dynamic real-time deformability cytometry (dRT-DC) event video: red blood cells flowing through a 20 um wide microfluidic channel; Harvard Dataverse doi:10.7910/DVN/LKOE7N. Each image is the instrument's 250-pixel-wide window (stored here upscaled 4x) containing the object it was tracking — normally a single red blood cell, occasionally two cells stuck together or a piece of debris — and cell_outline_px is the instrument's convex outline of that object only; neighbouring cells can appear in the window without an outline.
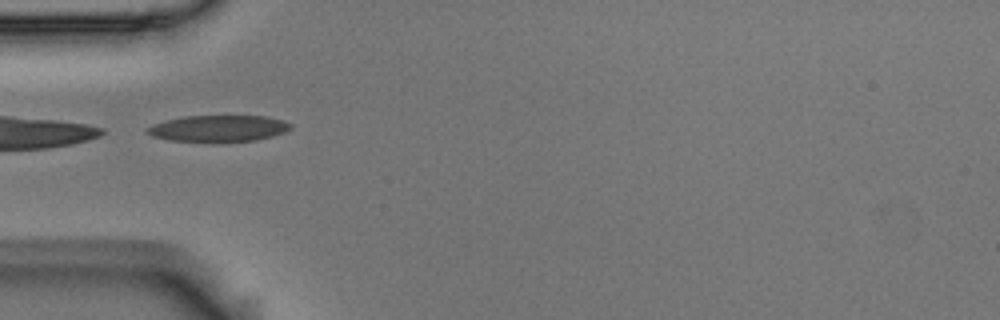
{"species": "Egyptian fruit bat (a non-hibernating species)", "species_latin": "Rousettus aegyptiacus", "temperature_condition": "room temperature", "stored_images_in_passage": 5, "camera_frame_rate_fps": 3000, "um_per_image_px": 0.085, "animal": {"sex": "male"}, "frame": {"image": 1, "passage_image": 5, "time_ms": 1.333, "image_size_px": [1000, 320], "cell_outline_px": [[292, 128], [284, 132], [272, 136], [256, 140], [168, 140], [152, 136], [144, 132], [144, 128], [152, 124], [184, 116], [264, 116], [280, 120], [292, 124]], "centroid_in_image_um": [18.52, 10.89], "position_along_channel_um": 66.5, "area_um2": 21.5}}